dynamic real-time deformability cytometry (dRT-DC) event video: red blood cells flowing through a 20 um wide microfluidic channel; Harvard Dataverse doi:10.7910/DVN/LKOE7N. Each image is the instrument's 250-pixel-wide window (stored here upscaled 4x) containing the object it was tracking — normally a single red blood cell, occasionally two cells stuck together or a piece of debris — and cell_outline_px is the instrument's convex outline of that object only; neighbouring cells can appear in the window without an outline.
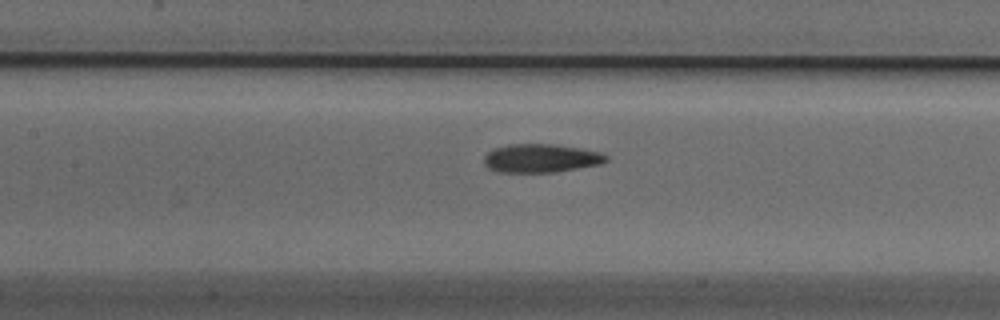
{"species": "Egyptian fruit bat (a non-hibernating species)", "species_latin": "Rousettus aegyptiacus", "temperature_condition": "cold", "stored_images_in_passage": 31, "camera_frame_rate_fps": 3000, "um_per_image_px": 0.085, "animal": {"sex": "male"}, "frame": {"image": 1, "passage_image": 9, "time_ms": 2.667, "image_size_px": [1000, 320], "cell_outline_px": [[608, 160], [600, 164], [556, 172], [500, 172], [488, 168], [484, 164], [484, 156], [492, 148], [508, 144], [556, 144], [580, 148], [600, 152], [608, 156]], "centroid_in_image_um": [45.96, 13.44], "position_along_channel_um": 161.4, "area_um2": 20.4}}
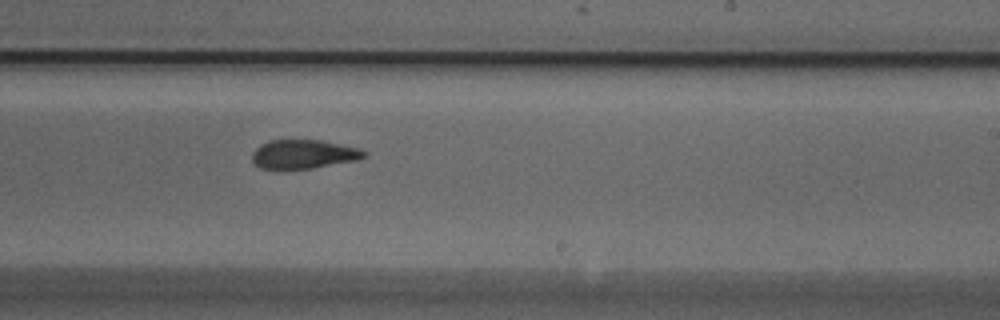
{"frame": {"image": 2, "passage_image": 17, "time_ms": 5.333, "image_size_px": [1000, 320], "cell_outline_px": [[368, 152], [364, 156], [356, 160], [312, 168], [260, 168], [252, 160], [252, 152], [260, 144], [268, 140], [324, 140], [360, 148]], "centroid_in_image_um": [25.81, 13.08], "position_along_channel_um": 263.2, "area_um2": 18.79}}
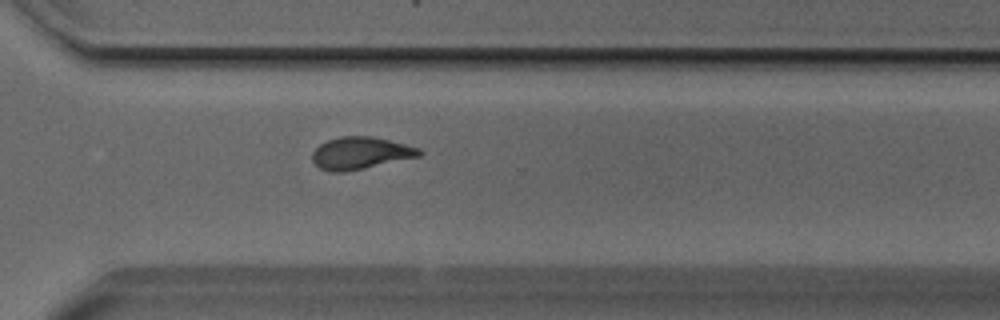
{"frame": {"image": 3, "passage_image": 23, "time_ms": 7.333, "image_size_px": [1000, 320], "cell_outline_px": [[424, 152], [420, 156], [364, 168], [344, 172], [328, 172], [320, 168], [312, 160], [312, 152], [320, 144], [328, 140], [340, 136], [372, 136], [420, 148]], "centroid_in_image_um": [30.63, 13.01], "position_along_channel_um": 340.0, "area_um2": 20.0}}